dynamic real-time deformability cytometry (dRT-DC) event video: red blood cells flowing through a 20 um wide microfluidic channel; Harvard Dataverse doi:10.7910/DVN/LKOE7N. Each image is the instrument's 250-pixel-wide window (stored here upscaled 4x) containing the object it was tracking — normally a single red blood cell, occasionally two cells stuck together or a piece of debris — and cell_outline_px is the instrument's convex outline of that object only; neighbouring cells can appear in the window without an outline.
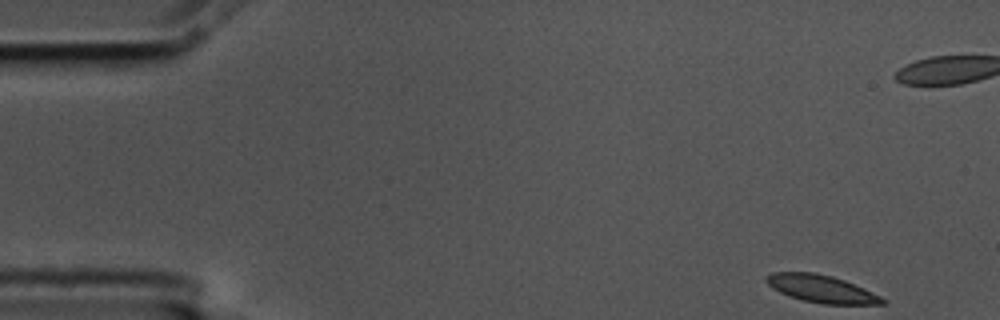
{"species": "common noctule bat (a hibernating species)", "species_latin": "Nyctalus noctula", "temperature_condition": "cold", "stored_images_in_passage": 7, "camera_frame_rate_fps": 3000, "um_per_image_px": 0.085, "animal": {"sex": "male", "body_mass_g": 17.5, "forearm_length_mm": 52.3}, "frame": {"image": 1, "passage_image": 1, "time_ms": 0.0, "image_size_px": [1000, 320], "cell_outline_px": [[888, 304], [820, 304], [804, 300], [780, 292], [772, 288], [764, 280], [764, 276], [772, 272], [812, 272], [832, 276], [844, 280], [864, 288], [888, 300]], "centroid_in_image_um": [69.83, 24.54], "position_along_channel_um": 15.2, "area_um2": 18.61}}